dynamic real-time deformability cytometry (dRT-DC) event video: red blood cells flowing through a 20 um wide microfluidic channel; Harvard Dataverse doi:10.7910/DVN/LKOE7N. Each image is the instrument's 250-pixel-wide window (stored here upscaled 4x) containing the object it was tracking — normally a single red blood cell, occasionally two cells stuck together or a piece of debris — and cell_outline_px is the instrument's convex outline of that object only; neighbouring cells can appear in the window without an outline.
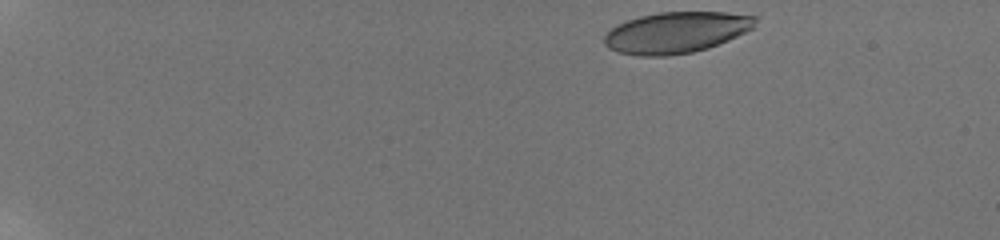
{"species": "human", "species_latin": "Homo sapiens", "temperature_condition": "room temperature", "stored_images_in_passage": 14, "camera_frame_rate_fps": 3000, "um_per_image_px": 0.085, "donor": {"sex": "male"}, "frame": {"image": 1, "passage_image": 1, "time_ms": 0.0, "image_size_px": [1000, 240], "cell_outline_px": [[756, 20], [752, 28], [728, 40], [708, 48], [692, 52], [668, 56], [640, 56], [620, 52], [608, 48], [604, 44], [604, 36], [616, 24], [640, 16], [660, 12], [728, 12], [756, 16]], "centroid_in_image_um": [57.46, 2.76], "position_along_channel_um": 27.5, "area_um2": 36.07}}
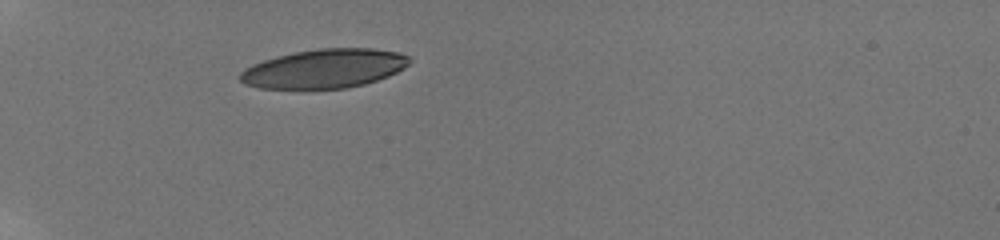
{"frame": {"image": 2, "passage_image": 12, "time_ms": 3.667, "image_size_px": [1000, 240], "cell_outline_px": [[412, 60], [404, 68], [388, 76], [364, 84], [344, 88], [300, 92], [260, 88], [244, 84], [240, 80], [240, 72], [244, 68], [252, 64], [276, 56], [292, 52], [320, 48], [372, 48], [396, 52], [412, 56]], "centroid_in_image_um": [27.51, 5.87], "position_along_channel_um": 57.5, "area_um2": 39.71}}